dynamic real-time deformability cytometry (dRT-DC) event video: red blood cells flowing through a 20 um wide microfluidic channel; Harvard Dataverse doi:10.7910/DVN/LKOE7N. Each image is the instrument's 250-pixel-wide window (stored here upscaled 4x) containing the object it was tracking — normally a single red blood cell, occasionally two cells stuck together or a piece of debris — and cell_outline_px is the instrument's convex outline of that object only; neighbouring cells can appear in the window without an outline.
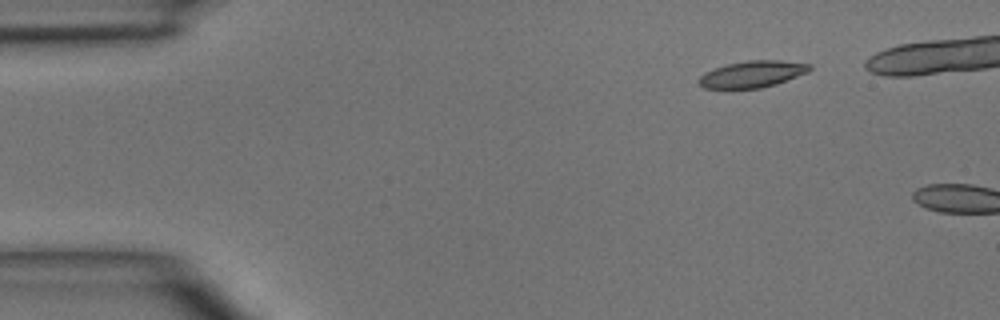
{"species": "common noctule bat (a hibernating species)", "species_latin": "Nyctalus noctula", "temperature_condition": "room temperature", "stored_images_in_passage": 3, "segment_of_instrument_passage": [2, 2], "camera_frame_rate_fps": 3000, "um_per_image_px": 0.085, "animal": {"sex": "male", "body_mass_g": 15.6}, "frame": {"image": 1, "passage_image": 3, "time_ms": 3.0, "image_size_px": [1000, 320], "cell_outline_px": [[812, 68], [808, 72], [776, 84], [760, 88], [704, 88], [696, 80], [704, 72], [728, 64], [748, 60], [780, 60], [812, 64]], "centroid_in_image_um": [63.96, 6.29], "position_along_channel_um": 21.0, "area_um2": 17.11}}